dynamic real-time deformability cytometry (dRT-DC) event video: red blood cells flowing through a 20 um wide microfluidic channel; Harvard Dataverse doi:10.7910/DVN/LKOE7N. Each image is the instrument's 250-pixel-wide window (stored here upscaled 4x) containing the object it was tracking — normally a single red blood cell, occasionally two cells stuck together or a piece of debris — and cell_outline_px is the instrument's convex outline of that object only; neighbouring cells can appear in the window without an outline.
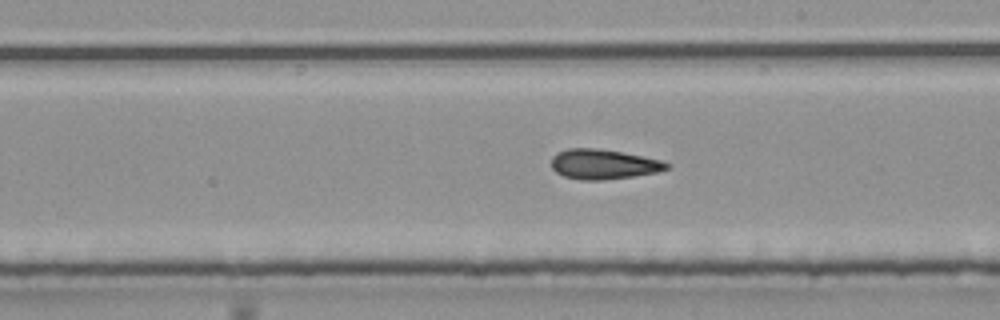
{"species": "common noctule bat (a hibernating species)", "species_latin": "Nyctalus noctula", "temperature_condition": "room temperature", "stored_images_in_passage": 38, "camera_frame_rate_fps": 3000, "um_per_image_px": 0.085, "animal": {"sex": "male", "body_mass_g": 20.4}, "frame": {"image": 1, "passage_image": 27, "time_ms": 8.667, "image_size_px": [1000, 320], "cell_outline_px": [[672, 168], [660, 172], [604, 180], [580, 180], [564, 176], [556, 172], [552, 168], [552, 156], [556, 152], [568, 148], [596, 148], [620, 152], [664, 160], [672, 164]], "centroid_in_image_um": [51.34, 13.96], "position_along_channel_um": 237.7, "area_um2": 20.35}}